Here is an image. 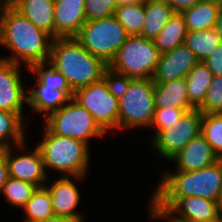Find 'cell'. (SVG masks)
<instances>
[{
	"label": "cell",
	"instance_id": "obj_46",
	"mask_svg": "<svg viewBox=\"0 0 222 222\" xmlns=\"http://www.w3.org/2000/svg\"><path fill=\"white\" fill-rule=\"evenodd\" d=\"M206 222H222V214L218 218L211 221H206Z\"/></svg>",
	"mask_w": 222,
	"mask_h": 222
},
{
	"label": "cell",
	"instance_id": "obj_7",
	"mask_svg": "<svg viewBox=\"0 0 222 222\" xmlns=\"http://www.w3.org/2000/svg\"><path fill=\"white\" fill-rule=\"evenodd\" d=\"M129 36L113 15L86 21L74 38L93 56L109 65Z\"/></svg>",
	"mask_w": 222,
	"mask_h": 222
},
{
	"label": "cell",
	"instance_id": "obj_5",
	"mask_svg": "<svg viewBox=\"0 0 222 222\" xmlns=\"http://www.w3.org/2000/svg\"><path fill=\"white\" fill-rule=\"evenodd\" d=\"M154 88L153 79L131 80L126 93L118 100V131L151 127L155 114Z\"/></svg>",
	"mask_w": 222,
	"mask_h": 222
},
{
	"label": "cell",
	"instance_id": "obj_36",
	"mask_svg": "<svg viewBox=\"0 0 222 222\" xmlns=\"http://www.w3.org/2000/svg\"><path fill=\"white\" fill-rule=\"evenodd\" d=\"M149 201V210H150V218L153 220L157 219H167V222H188L182 219L177 218L174 216L169 210L167 209H162L152 198Z\"/></svg>",
	"mask_w": 222,
	"mask_h": 222
},
{
	"label": "cell",
	"instance_id": "obj_8",
	"mask_svg": "<svg viewBox=\"0 0 222 222\" xmlns=\"http://www.w3.org/2000/svg\"><path fill=\"white\" fill-rule=\"evenodd\" d=\"M43 120L44 125L52 133L61 137L75 138L88 145L92 138L107 134L92 114L73 98Z\"/></svg>",
	"mask_w": 222,
	"mask_h": 222
},
{
	"label": "cell",
	"instance_id": "obj_1",
	"mask_svg": "<svg viewBox=\"0 0 222 222\" xmlns=\"http://www.w3.org/2000/svg\"><path fill=\"white\" fill-rule=\"evenodd\" d=\"M53 38L8 4L0 17V46L12 54L1 59L32 65L50 59ZM23 61V62H22Z\"/></svg>",
	"mask_w": 222,
	"mask_h": 222
},
{
	"label": "cell",
	"instance_id": "obj_42",
	"mask_svg": "<svg viewBox=\"0 0 222 222\" xmlns=\"http://www.w3.org/2000/svg\"><path fill=\"white\" fill-rule=\"evenodd\" d=\"M145 3V0H118V6L123 4Z\"/></svg>",
	"mask_w": 222,
	"mask_h": 222
},
{
	"label": "cell",
	"instance_id": "obj_22",
	"mask_svg": "<svg viewBox=\"0 0 222 222\" xmlns=\"http://www.w3.org/2000/svg\"><path fill=\"white\" fill-rule=\"evenodd\" d=\"M220 8L213 0H200L181 13L188 31L214 29Z\"/></svg>",
	"mask_w": 222,
	"mask_h": 222
},
{
	"label": "cell",
	"instance_id": "obj_18",
	"mask_svg": "<svg viewBox=\"0 0 222 222\" xmlns=\"http://www.w3.org/2000/svg\"><path fill=\"white\" fill-rule=\"evenodd\" d=\"M9 4L55 39L54 0H9Z\"/></svg>",
	"mask_w": 222,
	"mask_h": 222
},
{
	"label": "cell",
	"instance_id": "obj_9",
	"mask_svg": "<svg viewBox=\"0 0 222 222\" xmlns=\"http://www.w3.org/2000/svg\"><path fill=\"white\" fill-rule=\"evenodd\" d=\"M73 99L87 109L99 126L106 132L118 130L119 103L109 92L105 80H101L74 91Z\"/></svg>",
	"mask_w": 222,
	"mask_h": 222
},
{
	"label": "cell",
	"instance_id": "obj_34",
	"mask_svg": "<svg viewBox=\"0 0 222 222\" xmlns=\"http://www.w3.org/2000/svg\"><path fill=\"white\" fill-rule=\"evenodd\" d=\"M186 112L183 108L166 107L155 108L154 119L151 124V129L154 131H162L163 129L171 128L182 115Z\"/></svg>",
	"mask_w": 222,
	"mask_h": 222
},
{
	"label": "cell",
	"instance_id": "obj_39",
	"mask_svg": "<svg viewBox=\"0 0 222 222\" xmlns=\"http://www.w3.org/2000/svg\"><path fill=\"white\" fill-rule=\"evenodd\" d=\"M9 178L8 164L6 161V148L0 149V193Z\"/></svg>",
	"mask_w": 222,
	"mask_h": 222
},
{
	"label": "cell",
	"instance_id": "obj_33",
	"mask_svg": "<svg viewBox=\"0 0 222 222\" xmlns=\"http://www.w3.org/2000/svg\"><path fill=\"white\" fill-rule=\"evenodd\" d=\"M118 7V0H85L86 21L111 17Z\"/></svg>",
	"mask_w": 222,
	"mask_h": 222
},
{
	"label": "cell",
	"instance_id": "obj_31",
	"mask_svg": "<svg viewBox=\"0 0 222 222\" xmlns=\"http://www.w3.org/2000/svg\"><path fill=\"white\" fill-rule=\"evenodd\" d=\"M201 133L213 152L222 159V113L203 114Z\"/></svg>",
	"mask_w": 222,
	"mask_h": 222
},
{
	"label": "cell",
	"instance_id": "obj_23",
	"mask_svg": "<svg viewBox=\"0 0 222 222\" xmlns=\"http://www.w3.org/2000/svg\"><path fill=\"white\" fill-rule=\"evenodd\" d=\"M174 14L164 0H145V24L139 36L153 40Z\"/></svg>",
	"mask_w": 222,
	"mask_h": 222
},
{
	"label": "cell",
	"instance_id": "obj_3",
	"mask_svg": "<svg viewBox=\"0 0 222 222\" xmlns=\"http://www.w3.org/2000/svg\"><path fill=\"white\" fill-rule=\"evenodd\" d=\"M49 60L66 77L73 91L101 80L108 67L74 37L53 39Z\"/></svg>",
	"mask_w": 222,
	"mask_h": 222
},
{
	"label": "cell",
	"instance_id": "obj_30",
	"mask_svg": "<svg viewBox=\"0 0 222 222\" xmlns=\"http://www.w3.org/2000/svg\"><path fill=\"white\" fill-rule=\"evenodd\" d=\"M37 188L38 187L32 183L9 177L1 193L11 206L22 209Z\"/></svg>",
	"mask_w": 222,
	"mask_h": 222
},
{
	"label": "cell",
	"instance_id": "obj_17",
	"mask_svg": "<svg viewBox=\"0 0 222 222\" xmlns=\"http://www.w3.org/2000/svg\"><path fill=\"white\" fill-rule=\"evenodd\" d=\"M169 211L177 218L188 222L211 221L222 214L217 201L198 196L179 199Z\"/></svg>",
	"mask_w": 222,
	"mask_h": 222
},
{
	"label": "cell",
	"instance_id": "obj_40",
	"mask_svg": "<svg viewBox=\"0 0 222 222\" xmlns=\"http://www.w3.org/2000/svg\"><path fill=\"white\" fill-rule=\"evenodd\" d=\"M38 222H75V221H73L71 218L68 217L54 215L52 217H49L48 219Z\"/></svg>",
	"mask_w": 222,
	"mask_h": 222
},
{
	"label": "cell",
	"instance_id": "obj_35",
	"mask_svg": "<svg viewBox=\"0 0 222 222\" xmlns=\"http://www.w3.org/2000/svg\"><path fill=\"white\" fill-rule=\"evenodd\" d=\"M107 88L118 100L126 93L133 78L107 67L103 74Z\"/></svg>",
	"mask_w": 222,
	"mask_h": 222
},
{
	"label": "cell",
	"instance_id": "obj_37",
	"mask_svg": "<svg viewBox=\"0 0 222 222\" xmlns=\"http://www.w3.org/2000/svg\"><path fill=\"white\" fill-rule=\"evenodd\" d=\"M203 62L212 71L214 76H222V42Z\"/></svg>",
	"mask_w": 222,
	"mask_h": 222
},
{
	"label": "cell",
	"instance_id": "obj_28",
	"mask_svg": "<svg viewBox=\"0 0 222 222\" xmlns=\"http://www.w3.org/2000/svg\"><path fill=\"white\" fill-rule=\"evenodd\" d=\"M24 222H38L54 216L50 192L44 187L37 188L32 197L22 208Z\"/></svg>",
	"mask_w": 222,
	"mask_h": 222
},
{
	"label": "cell",
	"instance_id": "obj_11",
	"mask_svg": "<svg viewBox=\"0 0 222 222\" xmlns=\"http://www.w3.org/2000/svg\"><path fill=\"white\" fill-rule=\"evenodd\" d=\"M20 66L0 58V110L17 113L24 119L23 107L28 94L22 84Z\"/></svg>",
	"mask_w": 222,
	"mask_h": 222
},
{
	"label": "cell",
	"instance_id": "obj_24",
	"mask_svg": "<svg viewBox=\"0 0 222 222\" xmlns=\"http://www.w3.org/2000/svg\"><path fill=\"white\" fill-rule=\"evenodd\" d=\"M187 32L183 16L180 13H175L153 39V43L160 53L163 54L184 44Z\"/></svg>",
	"mask_w": 222,
	"mask_h": 222
},
{
	"label": "cell",
	"instance_id": "obj_19",
	"mask_svg": "<svg viewBox=\"0 0 222 222\" xmlns=\"http://www.w3.org/2000/svg\"><path fill=\"white\" fill-rule=\"evenodd\" d=\"M35 81L36 85L27 89V104L35 113L43 114L44 119L72 99L65 90L46 89L36 79Z\"/></svg>",
	"mask_w": 222,
	"mask_h": 222
},
{
	"label": "cell",
	"instance_id": "obj_16",
	"mask_svg": "<svg viewBox=\"0 0 222 222\" xmlns=\"http://www.w3.org/2000/svg\"><path fill=\"white\" fill-rule=\"evenodd\" d=\"M218 160L219 157L213 152L211 145L201 133L193 138L170 161L176 162L175 171L190 172L204 169Z\"/></svg>",
	"mask_w": 222,
	"mask_h": 222
},
{
	"label": "cell",
	"instance_id": "obj_41",
	"mask_svg": "<svg viewBox=\"0 0 222 222\" xmlns=\"http://www.w3.org/2000/svg\"><path fill=\"white\" fill-rule=\"evenodd\" d=\"M214 29L222 38V9L219 10L217 21H216Z\"/></svg>",
	"mask_w": 222,
	"mask_h": 222
},
{
	"label": "cell",
	"instance_id": "obj_15",
	"mask_svg": "<svg viewBox=\"0 0 222 222\" xmlns=\"http://www.w3.org/2000/svg\"><path fill=\"white\" fill-rule=\"evenodd\" d=\"M55 39L75 37L86 22L85 0L54 1Z\"/></svg>",
	"mask_w": 222,
	"mask_h": 222
},
{
	"label": "cell",
	"instance_id": "obj_29",
	"mask_svg": "<svg viewBox=\"0 0 222 222\" xmlns=\"http://www.w3.org/2000/svg\"><path fill=\"white\" fill-rule=\"evenodd\" d=\"M114 16L130 36H138L145 24V3L119 5Z\"/></svg>",
	"mask_w": 222,
	"mask_h": 222
},
{
	"label": "cell",
	"instance_id": "obj_6",
	"mask_svg": "<svg viewBox=\"0 0 222 222\" xmlns=\"http://www.w3.org/2000/svg\"><path fill=\"white\" fill-rule=\"evenodd\" d=\"M160 56L153 40L129 36L108 67L133 79H153Z\"/></svg>",
	"mask_w": 222,
	"mask_h": 222
},
{
	"label": "cell",
	"instance_id": "obj_14",
	"mask_svg": "<svg viewBox=\"0 0 222 222\" xmlns=\"http://www.w3.org/2000/svg\"><path fill=\"white\" fill-rule=\"evenodd\" d=\"M198 62L195 54L185 44L177 46L173 50L161 54L153 82L165 83L186 78Z\"/></svg>",
	"mask_w": 222,
	"mask_h": 222
},
{
	"label": "cell",
	"instance_id": "obj_10",
	"mask_svg": "<svg viewBox=\"0 0 222 222\" xmlns=\"http://www.w3.org/2000/svg\"><path fill=\"white\" fill-rule=\"evenodd\" d=\"M202 112L198 108L186 111L171 128L154 131L151 145L159 156L171 160L202 130Z\"/></svg>",
	"mask_w": 222,
	"mask_h": 222
},
{
	"label": "cell",
	"instance_id": "obj_45",
	"mask_svg": "<svg viewBox=\"0 0 222 222\" xmlns=\"http://www.w3.org/2000/svg\"><path fill=\"white\" fill-rule=\"evenodd\" d=\"M213 1L220 9H222V0H213Z\"/></svg>",
	"mask_w": 222,
	"mask_h": 222
},
{
	"label": "cell",
	"instance_id": "obj_43",
	"mask_svg": "<svg viewBox=\"0 0 222 222\" xmlns=\"http://www.w3.org/2000/svg\"><path fill=\"white\" fill-rule=\"evenodd\" d=\"M9 4V0H0V17L4 8Z\"/></svg>",
	"mask_w": 222,
	"mask_h": 222
},
{
	"label": "cell",
	"instance_id": "obj_13",
	"mask_svg": "<svg viewBox=\"0 0 222 222\" xmlns=\"http://www.w3.org/2000/svg\"><path fill=\"white\" fill-rule=\"evenodd\" d=\"M84 177L86 176H62L59 179H54L49 185L48 183L45 185L50 192L55 215L71 218L75 222H84L83 216L76 210L78 203H80V193L76 184H74L76 180L79 181ZM72 178L75 181H72Z\"/></svg>",
	"mask_w": 222,
	"mask_h": 222
},
{
	"label": "cell",
	"instance_id": "obj_12",
	"mask_svg": "<svg viewBox=\"0 0 222 222\" xmlns=\"http://www.w3.org/2000/svg\"><path fill=\"white\" fill-rule=\"evenodd\" d=\"M13 149L12 146L6 148L9 177L32 183L38 188L44 187V182L47 181L48 176L39 148L35 146L32 152L22 153L19 156L13 154Z\"/></svg>",
	"mask_w": 222,
	"mask_h": 222
},
{
	"label": "cell",
	"instance_id": "obj_27",
	"mask_svg": "<svg viewBox=\"0 0 222 222\" xmlns=\"http://www.w3.org/2000/svg\"><path fill=\"white\" fill-rule=\"evenodd\" d=\"M35 79L46 89L65 90L72 98L74 91L69 86L66 77L48 61L38 62L28 69Z\"/></svg>",
	"mask_w": 222,
	"mask_h": 222
},
{
	"label": "cell",
	"instance_id": "obj_21",
	"mask_svg": "<svg viewBox=\"0 0 222 222\" xmlns=\"http://www.w3.org/2000/svg\"><path fill=\"white\" fill-rule=\"evenodd\" d=\"M25 126V119L19 114L0 110V149L14 145L23 151L26 142Z\"/></svg>",
	"mask_w": 222,
	"mask_h": 222
},
{
	"label": "cell",
	"instance_id": "obj_2",
	"mask_svg": "<svg viewBox=\"0 0 222 222\" xmlns=\"http://www.w3.org/2000/svg\"><path fill=\"white\" fill-rule=\"evenodd\" d=\"M151 197L162 209L169 210L179 199L203 197L219 201L222 187V159L201 170L163 172Z\"/></svg>",
	"mask_w": 222,
	"mask_h": 222
},
{
	"label": "cell",
	"instance_id": "obj_44",
	"mask_svg": "<svg viewBox=\"0 0 222 222\" xmlns=\"http://www.w3.org/2000/svg\"><path fill=\"white\" fill-rule=\"evenodd\" d=\"M218 203H219L220 209H221V211H222V187H221V192H220V196H219V201H218Z\"/></svg>",
	"mask_w": 222,
	"mask_h": 222
},
{
	"label": "cell",
	"instance_id": "obj_26",
	"mask_svg": "<svg viewBox=\"0 0 222 222\" xmlns=\"http://www.w3.org/2000/svg\"><path fill=\"white\" fill-rule=\"evenodd\" d=\"M222 42L215 29L188 31L184 44L195 54L198 61L206 60Z\"/></svg>",
	"mask_w": 222,
	"mask_h": 222
},
{
	"label": "cell",
	"instance_id": "obj_4",
	"mask_svg": "<svg viewBox=\"0 0 222 222\" xmlns=\"http://www.w3.org/2000/svg\"><path fill=\"white\" fill-rule=\"evenodd\" d=\"M47 176L48 169L59 171L63 176H86L90 162V146L85 142L69 137H61L44 126V133L37 143Z\"/></svg>",
	"mask_w": 222,
	"mask_h": 222
},
{
	"label": "cell",
	"instance_id": "obj_38",
	"mask_svg": "<svg viewBox=\"0 0 222 222\" xmlns=\"http://www.w3.org/2000/svg\"><path fill=\"white\" fill-rule=\"evenodd\" d=\"M175 13H182L185 10L192 8L200 0H164Z\"/></svg>",
	"mask_w": 222,
	"mask_h": 222
},
{
	"label": "cell",
	"instance_id": "obj_25",
	"mask_svg": "<svg viewBox=\"0 0 222 222\" xmlns=\"http://www.w3.org/2000/svg\"><path fill=\"white\" fill-rule=\"evenodd\" d=\"M213 77L212 71L202 61H199L186 76L188 98L194 108H199L205 100Z\"/></svg>",
	"mask_w": 222,
	"mask_h": 222
},
{
	"label": "cell",
	"instance_id": "obj_20",
	"mask_svg": "<svg viewBox=\"0 0 222 222\" xmlns=\"http://www.w3.org/2000/svg\"><path fill=\"white\" fill-rule=\"evenodd\" d=\"M155 108L175 107L186 111L194 109L190 104L186 78L175 79L165 83H155Z\"/></svg>",
	"mask_w": 222,
	"mask_h": 222
},
{
	"label": "cell",
	"instance_id": "obj_32",
	"mask_svg": "<svg viewBox=\"0 0 222 222\" xmlns=\"http://www.w3.org/2000/svg\"><path fill=\"white\" fill-rule=\"evenodd\" d=\"M202 114L222 113V76H214L205 100L198 108Z\"/></svg>",
	"mask_w": 222,
	"mask_h": 222
}]
</instances>
